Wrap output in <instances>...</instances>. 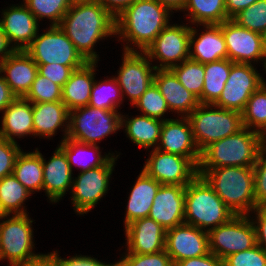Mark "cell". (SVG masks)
Masks as SVG:
<instances>
[{
    "label": "cell",
    "mask_w": 266,
    "mask_h": 266,
    "mask_svg": "<svg viewBox=\"0 0 266 266\" xmlns=\"http://www.w3.org/2000/svg\"><path fill=\"white\" fill-rule=\"evenodd\" d=\"M58 26L88 62H98L99 40L116 35L115 18L97 0H73Z\"/></svg>",
    "instance_id": "obj_1"
},
{
    "label": "cell",
    "mask_w": 266,
    "mask_h": 266,
    "mask_svg": "<svg viewBox=\"0 0 266 266\" xmlns=\"http://www.w3.org/2000/svg\"><path fill=\"white\" fill-rule=\"evenodd\" d=\"M170 10L157 0H136L115 18L116 36L128 41L123 51L144 52L169 24ZM132 43L136 45L130 46ZM129 44V45H128Z\"/></svg>",
    "instance_id": "obj_2"
},
{
    "label": "cell",
    "mask_w": 266,
    "mask_h": 266,
    "mask_svg": "<svg viewBox=\"0 0 266 266\" xmlns=\"http://www.w3.org/2000/svg\"><path fill=\"white\" fill-rule=\"evenodd\" d=\"M198 175L236 215L256 208L253 167L198 168Z\"/></svg>",
    "instance_id": "obj_3"
},
{
    "label": "cell",
    "mask_w": 266,
    "mask_h": 266,
    "mask_svg": "<svg viewBox=\"0 0 266 266\" xmlns=\"http://www.w3.org/2000/svg\"><path fill=\"white\" fill-rule=\"evenodd\" d=\"M263 146V135L244 127L206 147L198 168L253 167Z\"/></svg>",
    "instance_id": "obj_4"
},
{
    "label": "cell",
    "mask_w": 266,
    "mask_h": 266,
    "mask_svg": "<svg viewBox=\"0 0 266 266\" xmlns=\"http://www.w3.org/2000/svg\"><path fill=\"white\" fill-rule=\"evenodd\" d=\"M235 215L201 175L186 185L185 224L209 232Z\"/></svg>",
    "instance_id": "obj_5"
},
{
    "label": "cell",
    "mask_w": 266,
    "mask_h": 266,
    "mask_svg": "<svg viewBox=\"0 0 266 266\" xmlns=\"http://www.w3.org/2000/svg\"><path fill=\"white\" fill-rule=\"evenodd\" d=\"M187 118L200 152L211 143L231 136L244 128L242 113L217 107L214 104H199Z\"/></svg>",
    "instance_id": "obj_6"
},
{
    "label": "cell",
    "mask_w": 266,
    "mask_h": 266,
    "mask_svg": "<svg viewBox=\"0 0 266 266\" xmlns=\"http://www.w3.org/2000/svg\"><path fill=\"white\" fill-rule=\"evenodd\" d=\"M0 215V260L6 259L9 266H28L44 254H35L33 227L28 214Z\"/></svg>",
    "instance_id": "obj_7"
},
{
    "label": "cell",
    "mask_w": 266,
    "mask_h": 266,
    "mask_svg": "<svg viewBox=\"0 0 266 266\" xmlns=\"http://www.w3.org/2000/svg\"><path fill=\"white\" fill-rule=\"evenodd\" d=\"M120 128H122L120 112L87 105L69 112L67 138L84 144L97 145L104 137Z\"/></svg>",
    "instance_id": "obj_8"
},
{
    "label": "cell",
    "mask_w": 266,
    "mask_h": 266,
    "mask_svg": "<svg viewBox=\"0 0 266 266\" xmlns=\"http://www.w3.org/2000/svg\"><path fill=\"white\" fill-rule=\"evenodd\" d=\"M47 29L24 50L37 65L56 63L76 70L88 62L59 26Z\"/></svg>",
    "instance_id": "obj_9"
},
{
    "label": "cell",
    "mask_w": 266,
    "mask_h": 266,
    "mask_svg": "<svg viewBox=\"0 0 266 266\" xmlns=\"http://www.w3.org/2000/svg\"><path fill=\"white\" fill-rule=\"evenodd\" d=\"M250 217V214L235 215L228 222L210 229V253L224 260L231 254L256 246V230Z\"/></svg>",
    "instance_id": "obj_10"
},
{
    "label": "cell",
    "mask_w": 266,
    "mask_h": 266,
    "mask_svg": "<svg viewBox=\"0 0 266 266\" xmlns=\"http://www.w3.org/2000/svg\"><path fill=\"white\" fill-rule=\"evenodd\" d=\"M119 155H113L103 166L81 171L72 182V205L77 214L88 213L107 193L109 180Z\"/></svg>",
    "instance_id": "obj_11"
},
{
    "label": "cell",
    "mask_w": 266,
    "mask_h": 266,
    "mask_svg": "<svg viewBox=\"0 0 266 266\" xmlns=\"http://www.w3.org/2000/svg\"><path fill=\"white\" fill-rule=\"evenodd\" d=\"M190 35V26L168 24L144 53L151 62L159 61V65H154L156 69H171L189 59Z\"/></svg>",
    "instance_id": "obj_12"
},
{
    "label": "cell",
    "mask_w": 266,
    "mask_h": 266,
    "mask_svg": "<svg viewBox=\"0 0 266 266\" xmlns=\"http://www.w3.org/2000/svg\"><path fill=\"white\" fill-rule=\"evenodd\" d=\"M264 83V78L252 64L234 63L221 96L214 105L242 113L251 95Z\"/></svg>",
    "instance_id": "obj_13"
},
{
    "label": "cell",
    "mask_w": 266,
    "mask_h": 266,
    "mask_svg": "<svg viewBox=\"0 0 266 266\" xmlns=\"http://www.w3.org/2000/svg\"><path fill=\"white\" fill-rule=\"evenodd\" d=\"M227 47L228 59L233 63L252 64L263 61L266 71V50L262 34L239 26L232 19L219 24ZM263 59V60H262Z\"/></svg>",
    "instance_id": "obj_14"
},
{
    "label": "cell",
    "mask_w": 266,
    "mask_h": 266,
    "mask_svg": "<svg viewBox=\"0 0 266 266\" xmlns=\"http://www.w3.org/2000/svg\"><path fill=\"white\" fill-rule=\"evenodd\" d=\"M123 52L122 65L115 78L122 91L123 99L124 96L127 95L133 106L154 82L156 68L152 65V62L144 52Z\"/></svg>",
    "instance_id": "obj_15"
},
{
    "label": "cell",
    "mask_w": 266,
    "mask_h": 266,
    "mask_svg": "<svg viewBox=\"0 0 266 266\" xmlns=\"http://www.w3.org/2000/svg\"><path fill=\"white\" fill-rule=\"evenodd\" d=\"M143 171L160 184L188 185L197 175L198 167L184 156L153 149Z\"/></svg>",
    "instance_id": "obj_16"
},
{
    "label": "cell",
    "mask_w": 266,
    "mask_h": 266,
    "mask_svg": "<svg viewBox=\"0 0 266 266\" xmlns=\"http://www.w3.org/2000/svg\"><path fill=\"white\" fill-rule=\"evenodd\" d=\"M165 251L174 265L187 258L204 256L210 252L208 232L185 223L170 228L166 230Z\"/></svg>",
    "instance_id": "obj_17"
},
{
    "label": "cell",
    "mask_w": 266,
    "mask_h": 266,
    "mask_svg": "<svg viewBox=\"0 0 266 266\" xmlns=\"http://www.w3.org/2000/svg\"><path fill=\"white\" fill-rule=\"evenodd\" d=\"M161 144V145H160ZM156 149L189 158L197 167L201 159L192 132L190 121L187 117L163 121L160 140Z\"/></svg>",
    "instance_id": "obj_18"
},
{
    "label": "cell",
    "mask_w": 266,
    "mask_h": 266,
    "mask_svg": "<svg viewBox=\"0 0 266 266\" xmlns=\"http://www.w3.org/2000/svg\"><path fill=\"white\" fill-rule=\"evenodd\" d=\"M186 186L161 184L149 213L166 230L184 224Z\"/></svg>",
    "instance_id": "obj_19"
},
{
    "label": "cell",
    "mask_w": 266,
    "mask_h": 266,
    "mask_svg": "<svg viewBox=\"0 0 266 266\" xmlns=\"http://www.w3.org/2000/svg\"><path fill=\"white\" fill-rule=\"evenodd\" d=\"M0 26L15 50H25L39 32V22L33 13L22 5H12L2 12Z\"/></svg>",
    "instance_id": "obj_20"
},
{
    "label": "cell",
    "mask_w": 266,
    "mask_h": 266,
    "mask_svg": "<svg viewBox=\"0 0 266 266\" xmlns=\"http://www.w3.org/2000/svg\"><path fill=\"white\" fill-rule=\"evenodd\" d=\"M125 235L126 253L150 254L165 250L166 229L149 217L128 224Z\"/></svg>",
    "instance_id": "obj_21"
},
{
    "label": "cell",
    "mask_w": 266,
    "mask_h": 266,
    "mask_svg": "<svg viewBox=\"0 0 266 266\" xmlns=\"http://www.w3.org/2000/svg\"><path fill=\"white\" fill-rule=\"evenodd\" d=\"M202 26L205 30L200 35L197 34V29L191 26L189 59L202 64L227 59V47L221 26L219 24Z\"/></svg>",
    "instance_id": "obj_22"
},
{
    "label": "cell",
    "mask_w": 266,
    "mask_h": 266,
    "mask_svg": "<svg viewBox=\"0 0 266 266\" xmlns=\"http://www.w3.org/2000/svg\"><path fill=\"white\" fill-rule=\"evenodd\" d=\"M0 73L17 97H24L38 73V65L24 50H15L0 63ZM6 75V76H5Z\"/></svg>",
    "instance_id": "obj_23"
},
{
    "label": "cell",
    "mask_w": 266,
    "mask_h": 266,
    "mask_svg": "<svg viewBox=\"0 0 266 266\" xmlns=\"http://www.w3.org/2000/svg\"><path fill=\"white\" fill-rule=\"evenodd\" d=\"M154 83L164 97L169 111L187 117L200 104L198 98L188 91L171 69H156Z\"/></svg>",
    "instance_id": "obj_24"
},
{
    "label": "cell",
    "mask_w": 266,
    "mask_h": 266,
    "mask_svg": "<svg viewBox=\"0 0 266 266\" xmlns=\"http://www.w3.org/2000/svg\"><path fill=\"white\" fill-rule=\"evenodd\" d=\"M43 190L50 202L57 203L65 195L66 191L72 189L74 177L64 151L58 146L49 161L43 158Z\"/></svg>",
    "instance_id": "obj_25"
},
{
    "label": "cell",
    "mask_w": 266,
    "mask_h": 266,
    "mask_svg": "<svg viewBox=\"0 0 266 266\" xmlns=\"http://www.w3.org/2000/svg\"><path fill=\"white\" fill-rule=\"evenodd\" d=\"M34 136L50 138L58 128H64V140L68 134L69 111L62 101L32 103Z\"/></svg>",
    "instance_id": "obj_26"
},
{
    "label": "cell",
    "mask_w": 266,
    "mask_h": 266,
    "mask_svg": "<svg viewBox=\"0 0 266 266\" xmlns=\"http://www.w3.org/2000/svg\"><path fill=\"white\" fill-rule=\"evenodd\" d=\"M3 112L0 136L13 142L14 136H34L32 102L16 97Z\"/></svg>",
    "instance_id": "obj_27"
},
{
    "label": "cell",
    "mask_w": 266,
    "mask_h": 266,
    "mask_svg": "<svg viewBox=\"0 0 266 266\" xmlns=\"http://www.w3.org/2000/svg\"><path fill=\"white\" fill-rule=\"evenodd\" d=\"M96 63L87 62L74 70L69 80L62 87V102L70 112L89 105L92 85L95 81Z\"/></svg>",
    "instance_id": "obj_28"
},
{
    "label": "cell",
    "mask_w": 266,
    "mask_h": 266,
    "mask_svg": "<svg viewBox=\"0 0 266 266\" xmlns=\"http://www.w3.org/2000/svg\"><path fill=\"white\" fill-rule=\"evenodd\" d=\"M161 184L148 176L143 170L139 174L128 198L124 227L149 216L153 199Z\"/></svg>",
    "instance_id": "obj_29"
},
{
    "label": "cell",
    "mask_w": 266,
    "mask_h": 266,
    "mask_svg": "<svg viewBox=\"0 0 266 266\" xmlns=\"http://www.w3.org/2000/svg\"><path fill=\"white\" fill-rule=\"evenodd\" d=\"M121 115V127L125 128L127 137L141 148L154 149L158 146L163 121L157 118L140 115L131 119ZM156 145V146H155Z\"/></svg>",
    "instance_id": "obj_30"
},
{
    "label": "cell",
    "mask_w": 266,
    "mask_h": 266,
    "mask_svg": "<svg viewBox=\"0 0 266 266\" xmlns=\"http://www.w3.org/2000/svg\"><path fill=\"white\" fill-rule=\"evenodd\" d=\"M33 152H21L15 160L12 175L32 194L34 191L43 190V165L42 154L38 150Z\"/></svg>",
    "instance_id": "obj_31"
},
{
    "label": "cell",
    "mask_w": 266,
    "mask_h": 266,
    "mask_svg": "<svg viewBox=\"0 0 266 266\" xmlns=\"http://www.w3.org/2000/svg\"><path fill=\"white\" fill-rule=\"evenodd\" d=\"M233 64L228 58L204 64V85L198 98L200 104H214L219 99Z\"/></svg>",
    "instance_id": "obj_32"
},
{
    "label": "cell",
    "mask_w": 266,
    "mask_h": 266,
    "mask_svg": "<svg viewBox=\"0 0 266 266\" xmlns=\"http://www.w3.org/2000/svg\"><path fill=\"white\" fill-rule=\"evenodd\" d=\"M59 147L66 154L71 170L74 164L80 167L82 171H86L92 168L103 166L114 155V153L111 154L109 152V154H105V156H102L98 144L97 145L84 144V143H80L72 139H69L67 137L64 140H61ZM88 151L92 154L95 153L97 158L93 155V158L95 157L94 158L95 160L89 159L90 160L89 161L87 159L88 154H86V152L88 153Z\"/></svg>",
    "instance_id": "obj_33"
},
{
    "label": "cell",
    "mask_w": 266,
    "mask_h": 266,
    "mask_svg": "<svg viewBox=\"0 0 266 266\" xmlns=\"http://www.w3.org/2000/svg\"><path fill=\"white\" fill-rule=\"evenodd\" d=\"M182 11H188L190 22L195 25L221 24L229 20L225 0H187Z\"/></svg>",
    "instance_id": "obj_34"
},
{
    "label": "cell",
    "mask_w": 266,
    "mask_h": 266,
    "mask_svg": "<svg viewBox=\"0 0 266 266\" xmlns=\"http://www.w3.org/2000/svg\"><path fill=\"white\" fill-rule=\"evenodd\" d=\"M31 193L14 175L0 179V215L27 214L23 204Z\"/></svg>",
    "instance_id": "obj_35"
},
{
    "label": "cell",
    "mask_w": 266,
    "mask_h": 266,
    "mask_svg": "<svg viewBox=\"0 0 266 266\" xmlns=\"http://www.w3.org/2000/svg\"><path fill=\"white\" fill-rule=\"evenodd\" d=\"M242 122L245 128L261 135L266 133V82L247 101Z\"/></svg>",
    "instance_id": "obj_36"
},
{
    "label": "cell",
    "mask_w": 266,
    "mask_h": 266,
    "mask_svg": "<svg viewBox=\"0 0 266 266\" xmlns=\"http://www.w3.org/2000/svg\"><path fill=\"white\" fill-rule=\"evenodd\" d=\"M121 102H123L122 91L114 76L111 79L94 81L91 89L90 106L117 111L122 104Z\"/></svg>",
    "instance_id": "obj_37"
},
{
    "label": "cell",
    "mask_w": 266,
    "mask_h": 266,
    "mask_svg": "<svg viewBox=\"0 0 266 266\" xmlns=\"http://www.w3.org/2000/svg\"><path fill=\"white\" fill-rule=\"evenodd\" d=\"M73 0H23L37 21L47 18L50 26H58L70 9Z\"/></svg>",
    "instance_id": "obj_38"
},
{
    "label": "cell",
    "mask_w": 266,
    "mask_h": 266,
    "mask_svg": "<svg viewBox=\"0 0 266 266\" xmlns=\"http://www.w3.org/2000/svg\"><path fill=\"white\" fill-rule=\"evenodd\" d=\"M171 70L188 91L197 98L201 96L204 85V64L188 59L173 66Z\"/></svg>",
    "instance_id": "obj_39"
},
{
    "label": "cell",
    "mask_w": 266,
    "mask_h": 266,
    "mask_svg": "<svg viewBox=\"0 0 266 266\" xmlns=\"http://www.w3.org/2000/svg\"><path fill=\"white\" fill-rule=\"evenodd\" d=\"M134 107H138L142 115L148 117L157 118L160 120H169L164 117V114L168 112L169 107L166 100L160 93L158 87L153 82L149 88L143 93V95L133 104Z\"/></svg>",
    "instance_id": "obj_40"
},
{
    "label": "cell",
    "mask_w": 266,
    "mask_h": 266,
    "mask_svg": "<svg viewBox=\"0 0 266 266\" xmlns=\"http://www.w3.org/2000/svg\"><path fill=\"white\" fill-rule=\"evenodd\" d=\"M24 98L32 103L62 101V87L37 73L30 90Z\"/></svg>",
    "instance_id": "obj_41"
},
{
    "label": "cell",
    "mask_w": 266,
    "mask_h": 266,
    "mask_svg": "<svg viewBox=\"0 0 266 266\" xmlns=\"http://www.w3.org/2000/svg\"><path fill=\"white\" fill-rule=\"evenodd\" d=\"M239 26L262 34L266 29V0H258L232 18Z\"/></svg>",
    "instance_id": "obj_42"
},
{
    "label": "cell",
    "mask_w": 266,
    "mask_h": 266,
    "mask_svg": "<svg viewBox=\"0 0 266 266\" xmlns=\"http://www.w3.org/2000/svg\"><path fill=\"white\" fill-rule=\"evenodd\" d=\"M118 266H174L171 257L165 250L150 254L125 253Z\"/></svg>",
    "instance_id": "obj_43"
},
{
    "label": "cell",
    "mask_w": 266,
    "mask_h": 266,
    "mask_svg": "<svg viewBox=\"0 0 266 266\" xmlns=\"http://www.w3.org/2000/svg\"><path fill=\"white\" fill-rule=\"evenodd\" d=\"M223 266H266V251L259 245L229 255L223 260Z\"/></svg>",
    "instance_id": "obj_44"
},
{
    "label": "cell",
    "mask_w": 266,
    "mask_h": 266,
    "mask_svg": "<svg viewBox=\"0 0 266 266\" xmlns=\"http://www.w3.org/2000/svg\"><path fill=\"white\" fill-rule=\"evenodd\" d=\"M253 169L256 207H266V146L261 148Z\"/></svg>",
    "instance_id": "obj_45"
},
{
    "label": "cell",
    "mask_w": 266,
    "mask_h": 266,
    "mask_svg": "<svg viewBox=\"0 0 266 266\" xmlns=\"http://www.w3.org/2000/svg\"><path fill=\"white\" fill-rule=\"evenodd\" d=\"M20 152L17 142L0 136V179L13 173L15 160Z\"/></svg>",
    "instance_id": "obj_46"
},
{
    "label": "cell",
    "mask_w": 266,
    "mask_h": 266,
    "mask_svg": "<svg viewBox=\"0 0 266 266\" xmlns=\"http://www.w3.org/2000/svg\"><path fill=\"white\" fill-rule=\"evenodd\" d=\"M73 71L69 66L56 63L38 65V73L40 75L47 77L61 87L69 80Z\"/></svg>",
    "instance_id": "obj_47"
},
{
    "label": "cell",
    "mask_w": 266,
    "mask_h": 266,
    "mask_svg": "<svg viewBox=\"0 0 266 266\" xmlns=\"http://www.w3.org/2000/svg\"><path fill=\"white\" fill-rule=\"evenodd\" d=\"M60 266H113L114 263L106 264L99 260H97L94 257L91 256H84V255H76L73 257H70L69 259H63L61 256L59 257V254L56 251L49 253Z\"/></svg>",
    "instance_id": "obj_48"
},
{
    "label": "cell",
    "mask_w": 266,
    "mask_h": 266,
    "mask_svg": "<svg viewBox=\"0 0 266 266\" xmlns=\"http://www.w3.org/2000/svg\"><path fill=\"white\" fill-rule=\"evenodd\" d=\"M253 211L256 212V220L252 219L256 230V242L266 251V207H256Z\"/></svg>",
    "instance_id": "obj_49"
},
{
    "label": "cell",
    "mask_w": 266,
    "mask_h": 266,
    "mask_svg": "<svg viewBox=\"0 0 266 266\" xmlns=\"http://www.w3.org/2000/svg\"><path fill=\"white\" fill-rule=\"evenodd\" d=\"M174 266H223V260L209 252L204 256L181 260Z\"/></svg>",
    "instance_id": "obj_50"
},
{
    "label": "cell",
    "mask_w": 266,
    "mask_h": 266,
    "mask_svg": "<svg viewBox=\"0 0 266 266\" xmlns=\"http://www.w3.org/2000/svg\"><path fill=\"white\" fill-rule=\"evenodd\" d=\"M114 18L119 16L125 9L136 0H97Z\"/></svg>",
    "instance_id": "obj_51"
},
{
    "label": "cell",
    "mask_w": 266,
    "mask_h": 266,
    "mask_svg": "<svg viewBox=\"0 0 266 266\" xmlns=\"http://www.w3.org/2000/svg\"><path fill=\"white\" fill-rule=\"evenodd\" d=\"M258 0H225L227 16L232 19L240 11L248 8Z\"/></svg>",
    "instance_id": "obj_52"
},
{
    "label": "cell",
    "mask_w": 266,
    "mask_h": 266,
    "mask_svg": "<svg viewBox=\"0 0 266 266\" xmlns=\"http://www.w3.org/2000/svg\"><path fill=\"white\" fill-rule=\"evenodd\" d=\"M16 97L5 82L3 75H0V111L3 112Z\"/></svg>",
    "instance_id": "obj_53"
},
{
    "label": "cell",
    "mask_w": 266,
    "mask_h": 266,
    "mask_svg": "<svg viewBox=\"0 0 266 266\" xmlns=\"http://www.w3.org/2000/svg\"><path fill=\"white\" fill-rule=\"evenodd\" d=\"M15 49L10 45L7 36L2 31L0 26V63L10 56Z\"/></svg>",
    "instance_id": "obj_54"
},
{
    "label": "cell",
    "mask_w": 266,
    "mask_h": 266,
    "mask_svg": "<svg viewBox=\"0 0 266 266\" xmlns=\"http://www.w3.org/2000/svg\"><path fill=\"white\" fill-rule=\"evenodd\" d=\"M161 5L167 7L171 13L172 11H182L186 5L187 0H157Z\"/></svg>",
    "instance_id": "obj_55"
},
{
    "label": "cell",
    "mask_w": 266,
    "mask_h": 266,
    "mask_svg": "<svg viewBox=\"0 0 266 266\" xmlns=\"http://www.w3.org/2000/svg\"><path fill=\"white\" fill-rule=\"evenodd\" d=\"M28 266H60L58 262L48 253L44 254L39 259L33 261Z\"/></svg>",
    "instance_id": "obj_56"
},
{
    "label": "cell",
    "mask_w": 266,
    "mask_h": 266,
    "mask_svg": "<svg viewBox=\"0 0 266 266\" xmlns=\"http://www.w3.org/2000/svg\"><path fill=\"white\" fill-rule=\"evenodd\" d=\"M262 39H263V44H264V47H265V50H266V29H265V31L262 33Z\"/></svg>",
    "instance_id": "obj_57"
},
{
    "label": "cell",
    "mask_w": 266,
    "mask_h": 266,
    "mask_svg": "<svg viewBox=\"0 0 266 266\" xmlns=\"http://www.w3.org/2000/svg\"><path fill=\"white\" fill-rule=\"evenodd\" d=\"M263 144L266 146V133L263 135Z\"/></svg>",
    "instance_id": "obj_58"
}]
</instances>
